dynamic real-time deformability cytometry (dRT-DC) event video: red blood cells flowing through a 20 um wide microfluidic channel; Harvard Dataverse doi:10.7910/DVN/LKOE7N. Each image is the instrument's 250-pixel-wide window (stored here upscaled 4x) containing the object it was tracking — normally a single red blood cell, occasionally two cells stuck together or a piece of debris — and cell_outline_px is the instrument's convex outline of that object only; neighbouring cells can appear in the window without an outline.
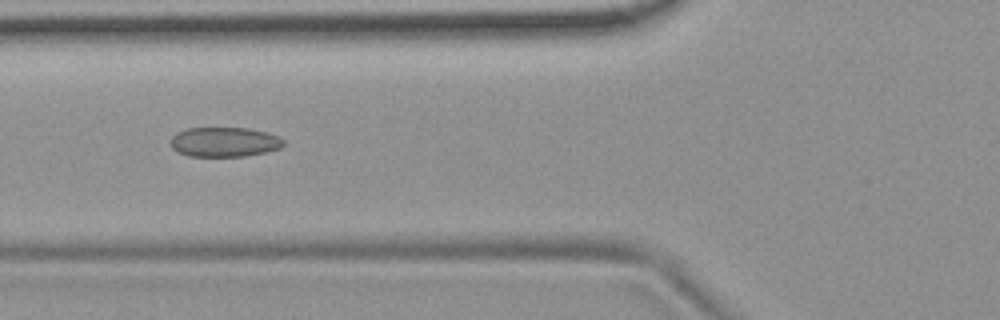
{"species": "common noctule bat (a hibernating species)", "species_latin": "Nyctalus noctula", "temperature_condition": "room temperature", "stored_images_in_passage": 54, "camera_frame_rate_fps": 3000, "um_per_image_px": 0.085, "animal": {"sex": "female", "body_mass_g": 19.9}, "frame": {"image": 1, "passage_image": 20, "time_ms": 6.333, "image_size_px": [1000, 320], "cell_outline_px": [[284, 144], [280, 148], [264, 152], [244, 156], [188, 156], [176, 152], [172, 148], [172, 136], [176, 132], [188, 128], [248, 128], [280, 136], [284, 140]], "centroid_in_image_um": [19.06, 12.07], "position_along_channel_um": 106.7, "area_um2": 19.48}}
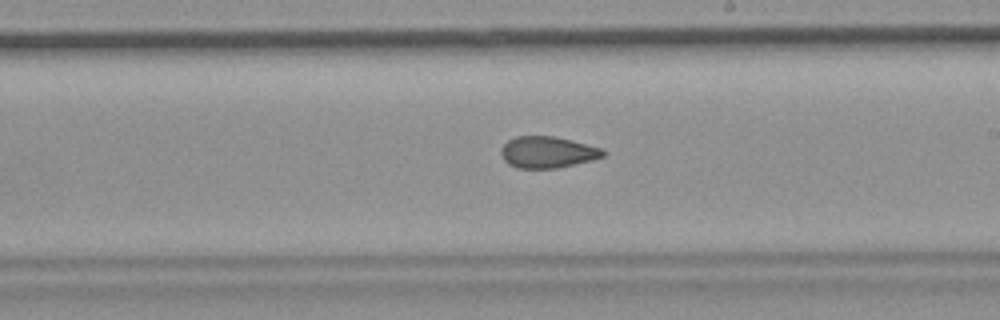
{"frame": {"image": 2, "passage_image": 31, "time_ms": 10.0, "image_size_px": [1000, 320], "cell_outline_px": [[608, 152], [604, 156], [592, 160], [556, 168], [516, 168], [508, 164], [504, 160], [500, 152], [500, 148], [508, 140], [516, 136], [552, 136], [604, 148]], "centroid_in_image_um": [46.54, 12.94], "position_along_channel_um": 242.5, "area_um2": 18.79}}
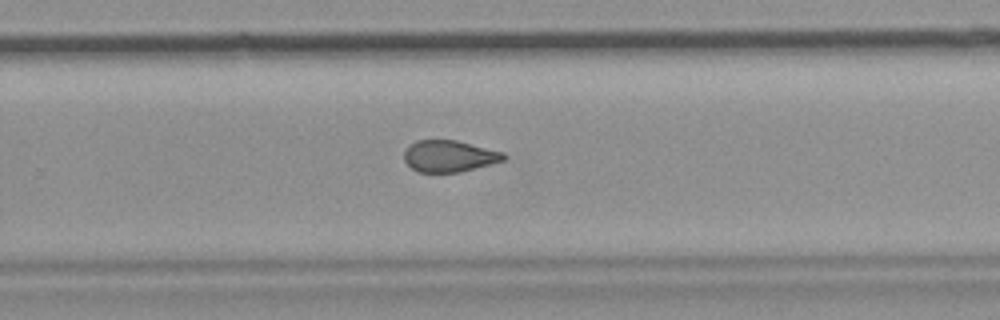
{"frame": {"image": 3, "passage_image": 35, "time_ms": 11.333, "image_size_px": [1000, 320], "cell_outline_px": [[508, 156], [504, 160], [460, 172], [416, 172], [404, 160], [404, 152], [416, 140], [456, 140], [504, 152]], "centroid_in_image_um": [38.2, 13.27], "position_along_channel_um": 291.6, "area_um2": 18.21}, "authors_computed_cell_mechanics": {"area_um2": 19.6231, "velocity_mm_per_s": 3.7021, "shape_relaxation_time_tau1_ms": null, "shape_relaxation_time_tau2_ms": 2.8458, "deformation_change_tau1": null, "deformation_change_tau2": 0.0809}}